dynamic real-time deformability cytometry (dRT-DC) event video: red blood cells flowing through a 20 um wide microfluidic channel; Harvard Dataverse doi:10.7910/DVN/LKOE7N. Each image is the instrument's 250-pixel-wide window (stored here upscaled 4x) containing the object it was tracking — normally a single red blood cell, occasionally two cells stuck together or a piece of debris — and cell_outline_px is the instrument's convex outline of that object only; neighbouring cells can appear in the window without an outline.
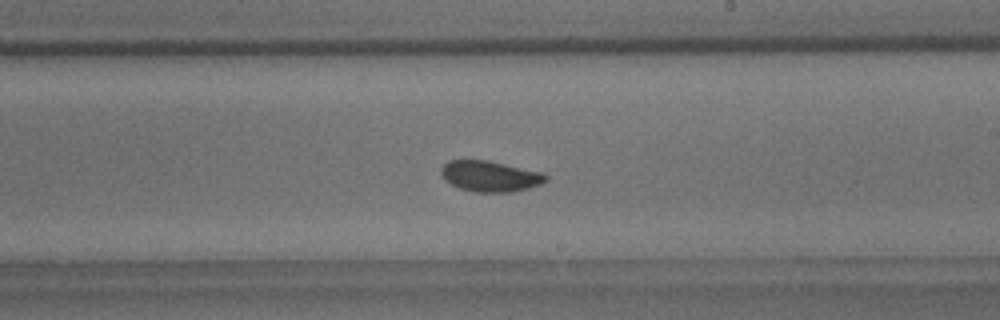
{"species": "common noctule bat (a hibernating species)", "species_latin": "Nyctalus noctula", "temperature_condition": "room temperature", "stored_images_in_passage": 57, "camera_frame_rate_fps": 3000, "um_per_image_px": 0.085, "animal": {"sex": "male", "body_mass_g": 18.8}, "frame": {"image": 1, "passage_image": 33, "time_ms": 10.667, "image_size_px": [1000, 320], "cell_outline_px": [[548, 180], [540, 184], [528, 188], [512, 192], [472, 192], [460, 188], [444, 180], [440, 172], [440, 168], [448, 160], [488, 160], [544, 172], [548, 176]], "centroid_in_image_um": [41.66, 14.97], "position_along_channel_um": 247.3, "area_um2": 19.02}, "authors_computed_cell_mechanics": {"area_um2": 18.9006, "velocity_mm_per_s": 3.5904, "shape_relaxation_time_tau1_ms": 3.7132, "shape_relaxation_time_tau2_ms": 2.5405, "deformation_change_tau1": 0.1101, "deformation_change_tau2": 0.0501}}